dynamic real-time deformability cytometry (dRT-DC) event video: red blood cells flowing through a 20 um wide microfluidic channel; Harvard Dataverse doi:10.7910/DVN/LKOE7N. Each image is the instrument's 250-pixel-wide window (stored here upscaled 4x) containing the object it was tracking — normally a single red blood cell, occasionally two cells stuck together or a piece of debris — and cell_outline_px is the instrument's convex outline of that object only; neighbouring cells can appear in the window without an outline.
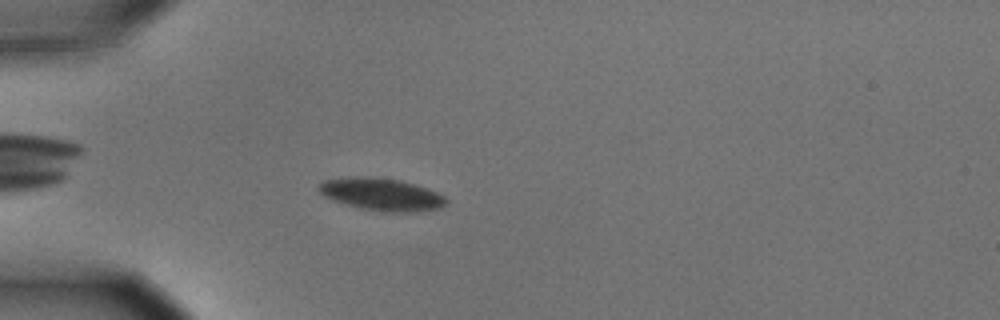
{"species": "common noctule bat (a hibernating species)", "species_latin": "Nyctalus noctula", "temperature_condition": "cold", "stored_images_in_passage": 38, "camera_frame_rate_fps": 3000, "um_per_image_px": 0.085, "animal": {"sex": "male", "body_mass_g": 15.6}, "frame": {"image": 1, "passage_image": 6, "time_ms": 1.667, "image_size_px": [1000, 320], "cell_outline_px": [[448, 200], [440, 208], [416, 212], [384, 212], [360, 208], [344, 204], [332, 200], [324, 196], [316, 188], [324, 180], [348, 176], [368, 176], [400, 180], [428, 188], [444, 196]], "centroid_in_image_um": [32.4, 16.52], "position_along_channel_um": 52.6, "area_um2": 24.28}}
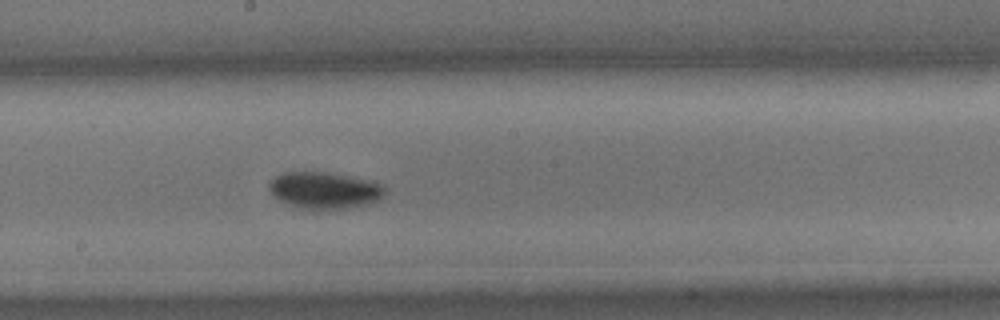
{"frame": {"image": 2, "passage_image": 21, "time_ms": 6.667, "image_size_px": [1000, 320], "cell_outline_px": [[388, 188], [376, 200], [364, 204], [348, 208], [316, 212], [300, 208], [288, 204], [272, 196], [268, 188], [268, 184], [276, 176], [284, 172], [324, 172], [364, 180], [380, 184]], "centroid_in_image_um": [27.49, 16.21], "position_along_channel_um": 220.7, "area_um2": 24.68}}
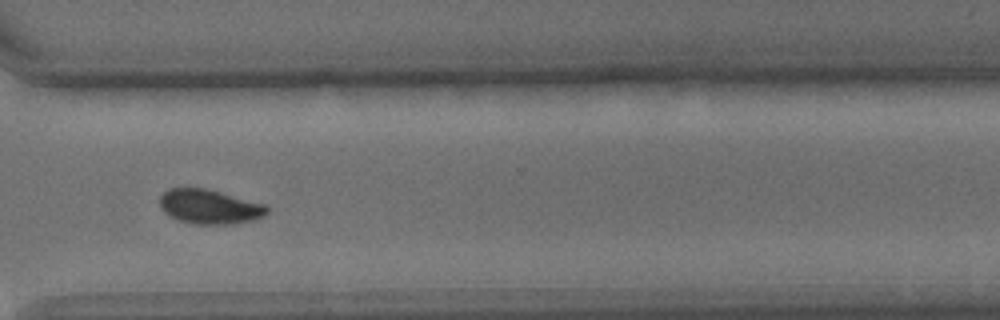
{"frame": {"image": 3, "passage_image": 32, "time_ms": 10.333, "image_size_px": [1000, 320], "cell_outline_px": [[268, 212], [264, 216], [252, 220], [232, 224], [196, 224], [176, 220], [168, 216], [160, 208], [160, 196], [168, 188], [204, 188], [268, 204]], "centroid_in_image_um": [17.81, 17.57], "position_along_channel_um": 352.8, "area_um2": 21.73}, "authors_computed_cell_mechanics": {"area_um2": 23.9581, "velocity_mm_per_s": 3.6065, "shape_relaxation_time_tau1_ms": 3.3165, "shape_relaxation_time_tau2_ms": null, "deformation_change_tau1": 0.0972, "deformation_change_tau2": null}}